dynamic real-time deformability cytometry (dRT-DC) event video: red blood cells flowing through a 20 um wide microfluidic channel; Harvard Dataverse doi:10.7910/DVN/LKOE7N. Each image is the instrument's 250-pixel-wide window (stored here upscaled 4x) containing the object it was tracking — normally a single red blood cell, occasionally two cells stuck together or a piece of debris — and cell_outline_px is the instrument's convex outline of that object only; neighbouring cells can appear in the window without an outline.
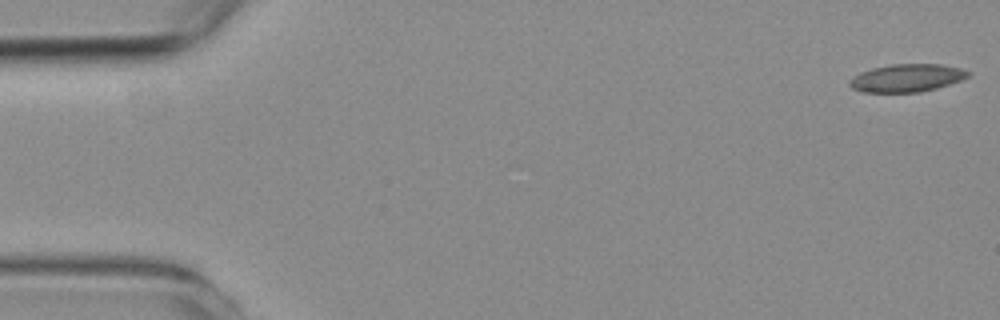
{"species": "common noctule bat (a hibernating species)", "species_latin": "Nyctalus noctula", "temperature_condition": "room temperature", "stored_images_in_passage": 55, "camera_frame_rate_fps": 3000, "um_per_image_px": 0.085, "animal": {"sex": "female", "body_mass_g": 19.3, "forearm_length_mm": 54.1}, "frame": {"image": 1, "passage_image": 1, "time_ms": 0.0, "image_size_px": [1000, 320], "cell_outline_px": [[968, 76], [960, 80], [936, 88], [920, 92], [864, 92], [852, 88], [848, 84], [848, 80], [852, 76], [860, 72], [872, 68], [892, 64], [940, 64], [960, 68], [968, 72]], "centroid_in_image_um": [77.01, 6.62], "position_along_channel_um": 8.0, "area_um2": 19.07}}
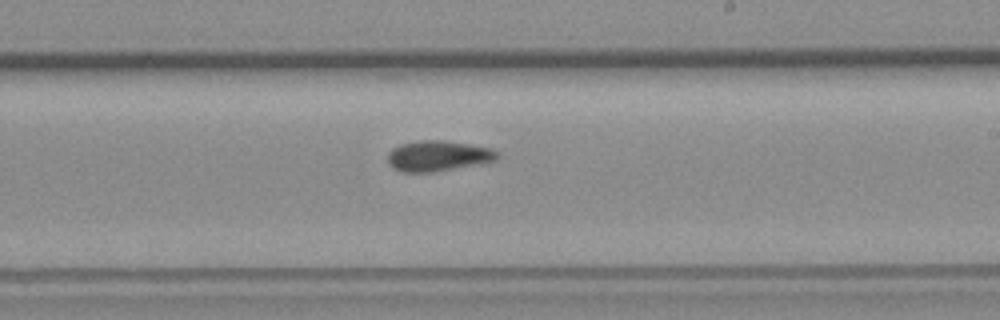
{"frame": {"image": 2, "passage_image": 32, "time_ms": 10.333, "image_size_px": [1000, 320], "cell_outline_px": [[500, 156], [496, 160], [484, 164], [436, 172], [404, 172], [392, 168], [388, 164], [388, 152], [392, 148], [400, 144], [424, 140], [444, 140], [492, 148], [500, 152]], "centroid_in_image_um": [37.28, 13.26], "position_along_channel_um": 251.7, "area_um2": 19.94}}
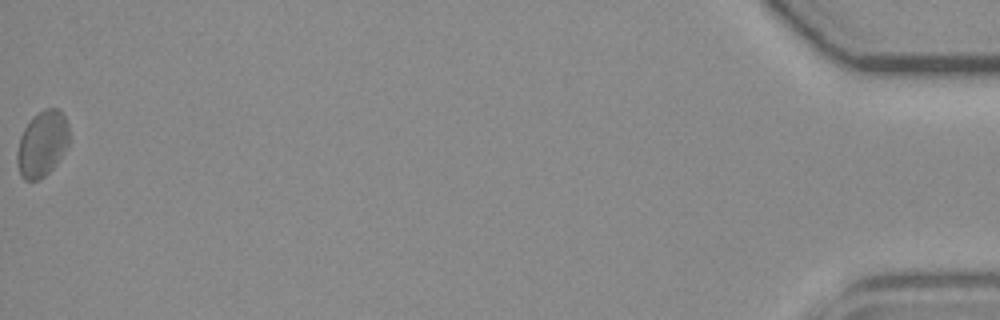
{"frame": {"image": 3, "passage_image": 55, "time_ms": 18.0, "image_size_px": [1000, 320], "cell_outline_px": [[68, 144], [56, 164], [44, 176], [36, 180], [24, 180], [20, 176], [16, 160], [16, 152], [20, 136], [24, 128], [32, 116], [44, 108], [56, 108], [64, 116], [68, 124]], "centroid_in_image_um": [3.55, 12.22], "position_along_channel_um": 431.7, "area_um2": 19.94}, "authors_computed_cell_mechanics": {"area_um2": 19.1318, "velocity_mm_per_s": 3.7452, "shape_relaxation_time_tau1_ms": null, "shape_relaxation_time_tau2_ms": 4.2144, "deformation_change_tau1": null, "deformation_change_tau2": 0.0915}}